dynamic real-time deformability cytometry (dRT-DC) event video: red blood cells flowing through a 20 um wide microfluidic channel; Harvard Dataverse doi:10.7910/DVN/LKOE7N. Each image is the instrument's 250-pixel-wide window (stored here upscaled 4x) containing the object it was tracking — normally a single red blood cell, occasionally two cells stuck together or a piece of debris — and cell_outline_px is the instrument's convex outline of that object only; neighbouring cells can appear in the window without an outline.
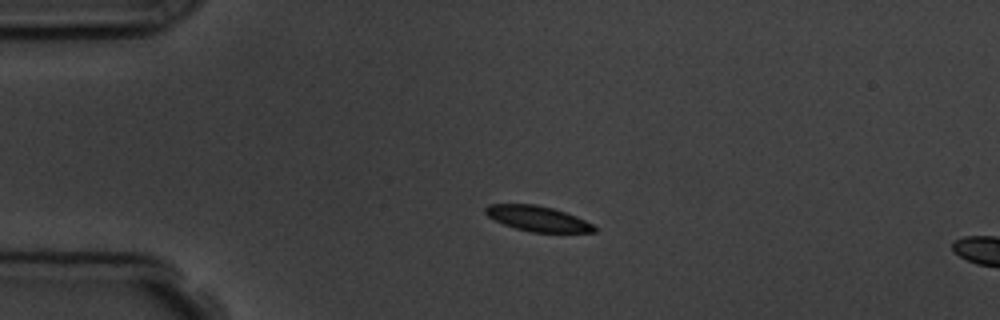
{"species": "common noctule bat (a hibernating species)", "species_latin": "Nyctalus noctula", "temperature_condition": "room temperature", "stored_images_in_passage": 4, "camera_frame_rate_fps": 3000, "um_per_image_px": 0.085, "animal": {"sex": "male", "body_mass_g": 19.5, "forearm_length_mm": 54.6}, "frame": {"image": 1, "passage_image": 2, "time_ms": 1.333, "image_size_px": [1000, 320], "cell_outline_px": [[596, 232], [532, 232], [516, 228], [504, 224], [488, 216], [484, 212], [484, 208], [488, 204], [536, 204], [552, 208], [576, 216], [592, 224], [596, 228]], "centroid_in_image_um": [45.68, 18.57], "position_along_channel_um": 39.3, "area_um2": 15.84}}